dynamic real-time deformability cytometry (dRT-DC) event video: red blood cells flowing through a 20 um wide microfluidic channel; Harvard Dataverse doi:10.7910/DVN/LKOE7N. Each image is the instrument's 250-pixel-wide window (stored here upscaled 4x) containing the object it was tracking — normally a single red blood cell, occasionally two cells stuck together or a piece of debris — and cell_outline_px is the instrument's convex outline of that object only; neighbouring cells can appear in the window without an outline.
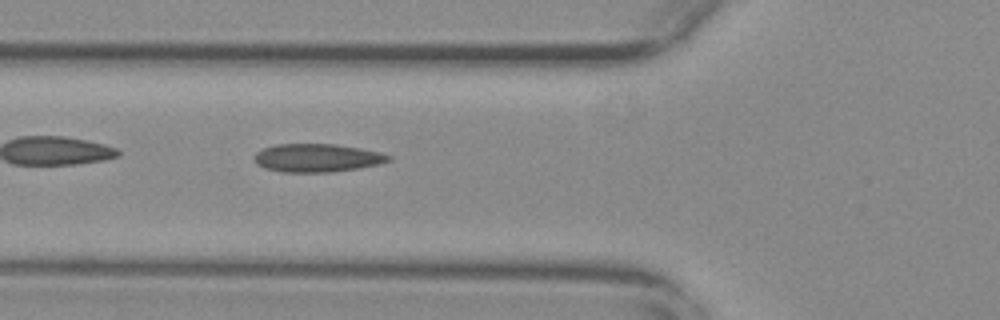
{"species": "common noctule bat (a hibernating species)", "species_latin": "Nyctalus noctula", "temperature_condition": "warm", "stored_images_in_passage": 37, "camera_frame_rate_fps": 3000, "um_per_image_px": 0.085, "animal": {"sex": "female", "body_mass_g": 29.2, "forearm_length_mm": 56.3}, "frame": {"image": 1, "passage_image": 8, "time_ms": 2.333, "image_size_px": [1000, 320], "cell_outline_px": [[392, 160], [380, 164], [332, 172], [280, 172], [264, 168], [256, 164], [252, 156], [256, 152], [264, 148], [276, 144], [332, 144], [380, 152], [392, 156]], "centroid_in_image_um": [26.91, 13.43], "position_along_channel_um": 98.9, "area_um2": 22.08}}
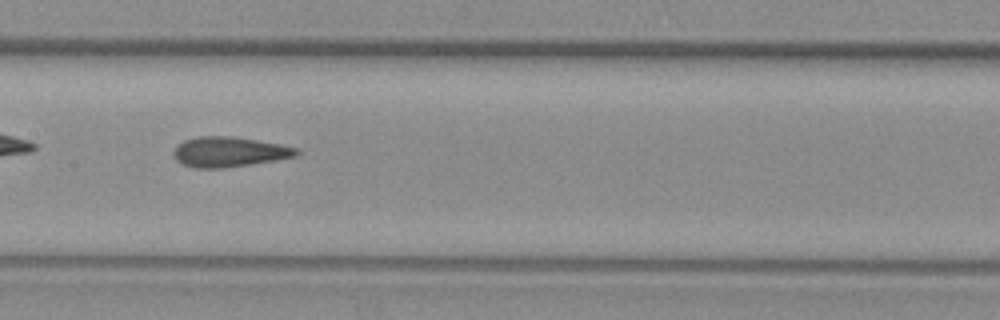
{"frame": {"image": 2, "passage_image": 15, "time_ms": 4.667, "image_size_px": [1000, 320], "cell_outline_px": [[300, 152], [296, 156], [276, 160], [252, 164], [224, 168], [192, 168], [180, 164], [172, 156], [172, 152], [184, 140], [196, 136], [232, 136], [280, 144], [300, 148]], "centroid_in_image_um": [19.46, 12.92], "position_along_channel_um": 187.9, "area_um2": 21.79}}
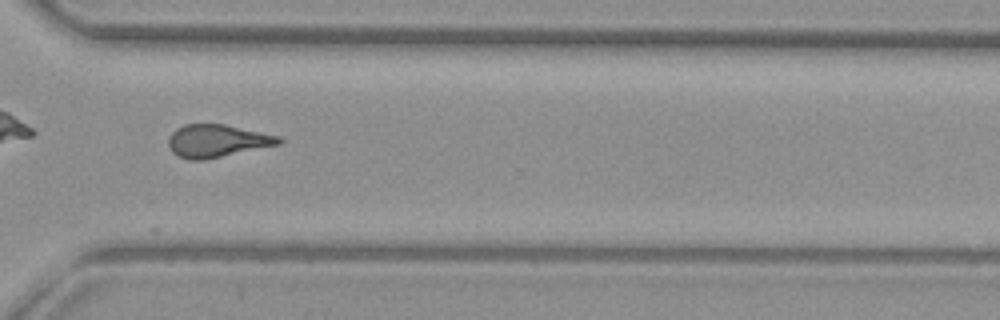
{"frame": {"image": 3, "passage_image": 28, "time_ms": 9.0, "image_size_px": [1000, 320], "cell_outline_px": [[284, 140], [280, 144], [204, 160], [188, 160], [172, 152], [168, 148], [168, 136], [176, 128], [184, 124], [224, 124], [280, 136]], "centroid_in_image_um": [18.43, 11.97], "position_along_channel_um": 352.2, "area_um2": 21.1}}